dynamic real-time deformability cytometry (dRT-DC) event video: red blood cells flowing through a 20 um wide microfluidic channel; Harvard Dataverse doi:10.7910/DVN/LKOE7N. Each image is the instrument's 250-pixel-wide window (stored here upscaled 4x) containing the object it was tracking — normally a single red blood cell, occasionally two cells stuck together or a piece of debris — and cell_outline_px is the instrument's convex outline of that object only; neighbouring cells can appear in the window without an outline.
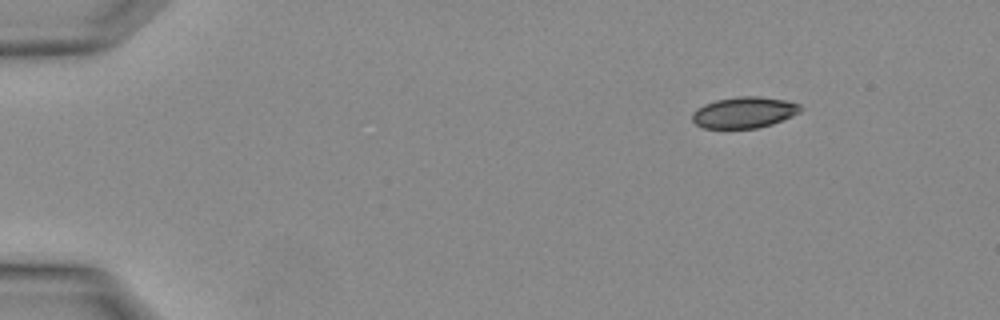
{"species": "Egyptian fruit bat (a non-hibernating species)", "species_latin": "Rousettus aegyptiacus", "temperature_condition": "warm", "stored_images_in_passage": 3, "camera_frame_rate_fps": 3000, "um_per_image_px": 0.085, "animal": {"sex": "female"}, "frame": {"image": 1, "passage_image": 1, "time_ms": 0.0, "image_size_px": [1000, 320], "cell_outline_px": [[804, 108], [800, 112], [792, 116], [772, 124], [756, 128], [704, 128], [696, 124], [692, 120], [692, 112], [696, 108], [704, 104], [716, 100], [740, 96], [760, 96], [784, 100], [800, 104]], "centroid_in_image_um": [63.25, 9.55], "position_along_channel_um": 21.7, "area_um2": 19.71}}